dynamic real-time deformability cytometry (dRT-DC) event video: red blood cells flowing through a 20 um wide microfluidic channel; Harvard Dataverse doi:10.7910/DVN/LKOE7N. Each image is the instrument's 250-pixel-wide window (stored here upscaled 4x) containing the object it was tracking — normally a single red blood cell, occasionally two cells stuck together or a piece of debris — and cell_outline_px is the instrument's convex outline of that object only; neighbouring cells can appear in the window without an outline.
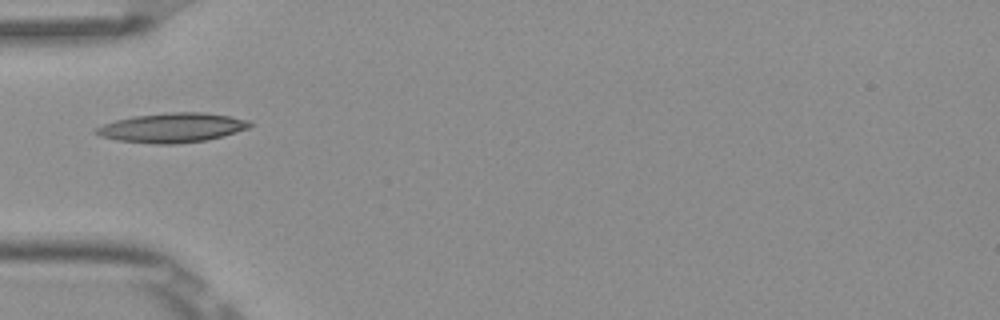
{"species": "Egyptian fruit bat (a non-hibernating species)", "species_latin": "Rousettus aegyptiacus", "temperature_condition": "room temperature", "stored_images_in_passage": 5, "camera_frame_rate_fps": 3000, "um_per_image_px": 0.085, "frame": {"image": 1, "passage_image": 4, "time_ms": 1.0, "image_size_px": [1000, 320], "cell_outline_px": [[252, 124], [248, 128], [236, 132], [204, 140], [176, 144], [156, 144], [116, 140], [100, 136], [92, 132], [96, 128], [104, 124], [116, 120], [132, 116], [168, 112], [204, 112], [228, 116], [248, 120]], "centroid_in_image_um": [14.58, 10.85], "position_along_channel_um": 70.4, "area_um2": 26.24}}
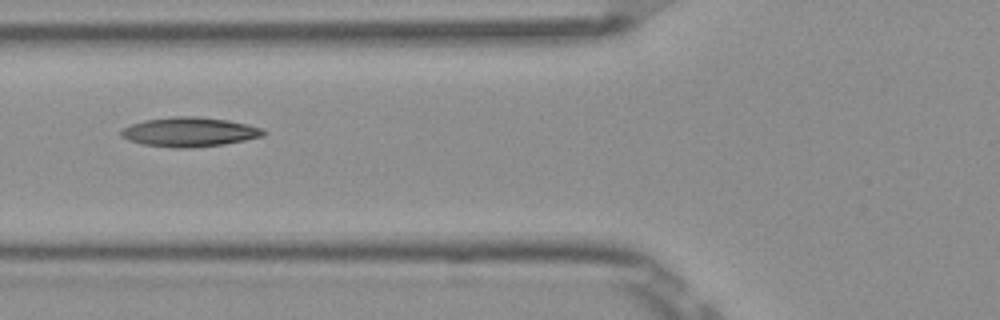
{"frame": {"image": 2, "passage_image": 5, "time_ms": 1.333, "image_size_px": [1000, 320], "cell_outline_px": [[268, 132], [264, 136], [224, 144], [192, 148], [172, 148], [140, 144], [128, 140], [120, 136], [120, 132], [124, 128], [132, 124], [144, 120], [172, 116], [196, 116], [228, 120], [248, 124], [264, 128]], "centroid_in_image_um": [16.12, 11.22], "position_along_channel_um": 109.7, "area_um2": 24.68}}